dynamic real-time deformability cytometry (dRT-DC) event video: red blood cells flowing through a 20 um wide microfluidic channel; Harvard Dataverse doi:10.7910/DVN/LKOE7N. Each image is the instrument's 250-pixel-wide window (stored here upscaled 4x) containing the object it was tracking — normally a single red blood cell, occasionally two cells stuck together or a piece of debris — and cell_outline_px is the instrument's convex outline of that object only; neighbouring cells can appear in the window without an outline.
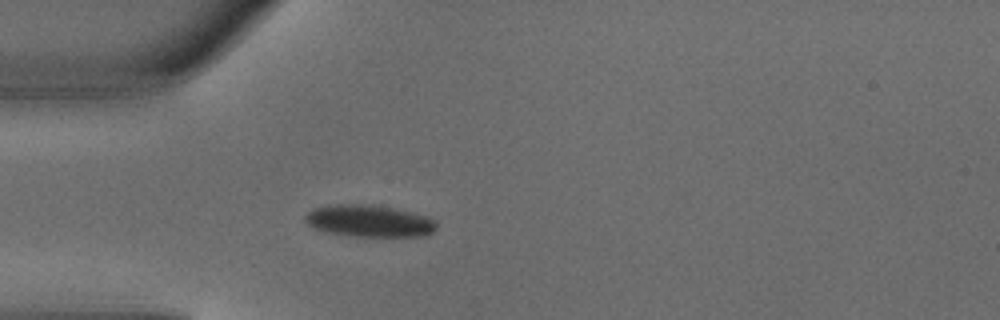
{"species": "common noctule bat (a hibernating species)", "species_latin": "Nyctalus noctula", "temperature_condition": "warm", "stored_images_in_passage": 1, "camera_frame_rate_fps": 3000, "um_per_image_px": 0.085, "animal": {"sex": "male", "body_mass_g": 18.8}, "frame": {"image": 1, "passage_image": 1, "time_ms": 0.0, "image_size_px": [1000, 320], "cell_outline_px": [[436, 228], [432, 232], [420, 236], [352, 236], [328, 232], [316, 228], [308, 224], [304, 220], [304, 216], [312, 208], [328, 204], [364, 204], [392, 208], [412, 212], [424, 216], [432, 220], [436, 224]], "centroid_in_image_um": [31.31, 18.77], "position_along_channel_um": 53.7, "area_um2": 24.16}}